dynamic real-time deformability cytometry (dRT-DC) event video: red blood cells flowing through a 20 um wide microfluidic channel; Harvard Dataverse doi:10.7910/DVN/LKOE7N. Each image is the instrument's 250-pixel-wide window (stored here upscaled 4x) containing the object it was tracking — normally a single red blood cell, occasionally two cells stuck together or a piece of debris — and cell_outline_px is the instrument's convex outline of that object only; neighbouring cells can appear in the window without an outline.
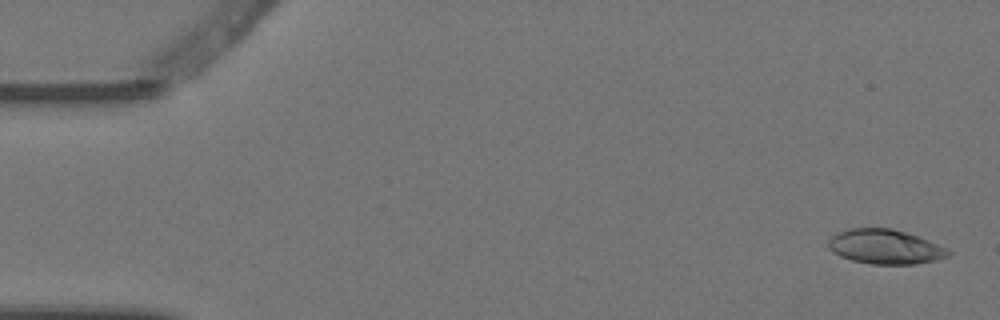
{"species": "Egyptian fruit bat (a non-hibernating species)", "species_latin": "Rousettus aegyptiacus", "temperature_condition": "warm", "stored_images_in_passage": 5, "camera_frame_rate_fps": 3000, "um_per_image_px": 0.085, "animal": {"sex": "female"}, "frame": {"image": 1, "passage_image": 1, "time_ms": 0.0, "image_size_px": [1000, 320], "cell_outline_px": [[952, 252], [948, 256], [936, 260], [916, 264], [872, 264], [852, 260], [840, 256], [832, 252], [828, 248], [828, 240], [832, 236], [848, 228], [892, 228], [920, 236]], "centroid_in_image_um": [75.22, 20.97], "position_along_channel_um": 9.8, "area_um2": 24.1}}